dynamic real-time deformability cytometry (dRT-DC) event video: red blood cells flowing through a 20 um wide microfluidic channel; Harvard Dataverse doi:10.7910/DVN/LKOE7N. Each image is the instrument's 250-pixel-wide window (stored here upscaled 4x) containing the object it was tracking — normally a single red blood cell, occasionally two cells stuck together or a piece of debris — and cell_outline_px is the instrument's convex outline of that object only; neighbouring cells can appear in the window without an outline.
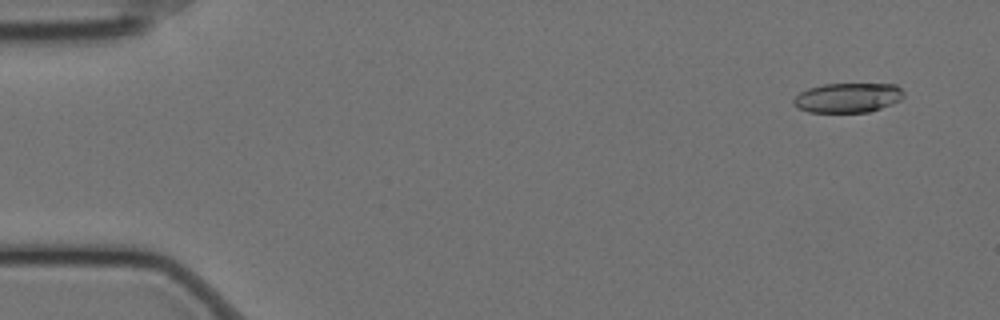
{"species": "Egyptian fruit bat (a non-hibernating species)", "species_latin": "Rousettus aegyptiacus", "temperature_condition": "cold", "stored_images_in_passage": 34, "camera_frame_rate_fps": 3000, "um_per_image_px": 0.085, "animal": {"sex": "female"}, "frame": {"image": 1, "passage_image": 4, "time_ms": 1.0, "image_size_px": [1000, 320], "cell_outline_px": [[904, 96], [900, 100], [892, 104], [868, 112], [808, 112], [796, 108], [792, 104], [792, 100], [800, 92], [808, 88], [824, 84], [896, 84], [904, 92]], "centroid_in_image_um": [72.04, 8.31], "position_along_channel_um": 13.0, "area_um2": 19.13}}
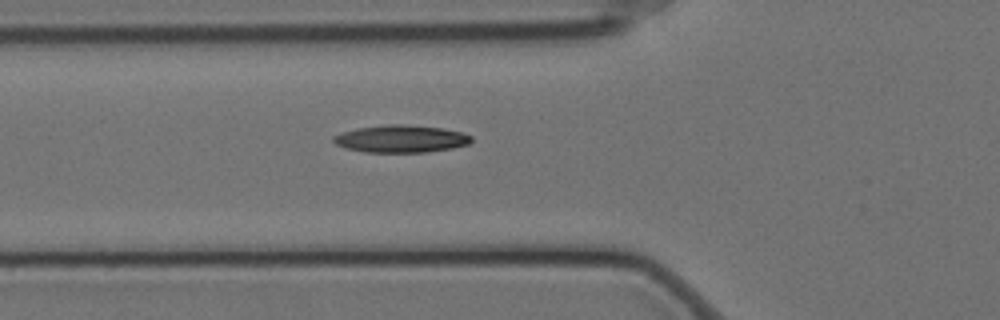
{"frame": {"image": 2, "passage_image": 21, "time_ms": 6.667, "image_size_px": [1000, 320], "cell_outline_px": [[472, 140], [468, 144], [452, 148], [428, 152], [364, 152], [344, 148], [336, 144], [332, 140], [332, 136], [356, 128], [388, 124], [400, 124], [444, 128], [460, 132], [472, 136]], "centroid_in_image_um": [34.06, 11.8], "position_along_channel_um": 91.7, "area_um2": 22.02}}
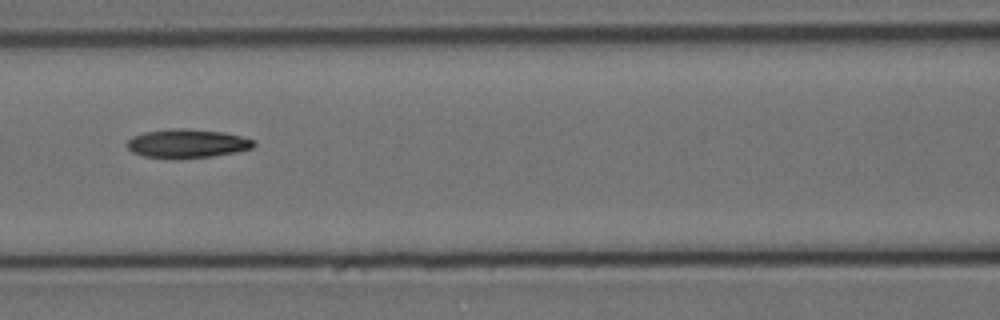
{"frame": {"image": 3, "passage_image": 26, "time_ms": 8.333, "image_size_px": [1000, 320], "cell_outline_px": [[256, 144], [252, 148], [236, 152], [212, 156], [172, 160], [144, 156], [132, 152], [124, 144], [132, 136], [144, 132], [172, 128], [188, 128], [224, 132], [256, 140]], "centroid_in_image_um": [15.88, 12.21], "position_along_channel_um": 150.7, "area_um2": 21.73}}